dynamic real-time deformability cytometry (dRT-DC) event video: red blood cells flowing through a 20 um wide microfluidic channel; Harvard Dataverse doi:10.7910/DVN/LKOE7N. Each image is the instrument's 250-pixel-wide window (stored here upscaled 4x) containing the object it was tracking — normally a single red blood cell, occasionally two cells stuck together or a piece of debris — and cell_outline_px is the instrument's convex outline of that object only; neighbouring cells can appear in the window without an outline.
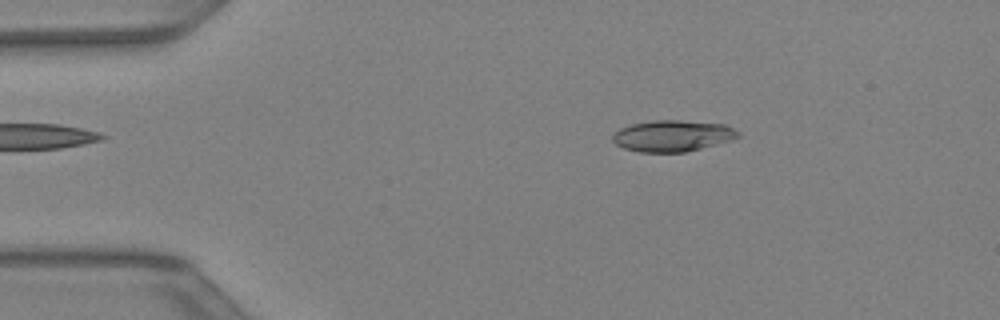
{"species": "Egyptian fruit bat (a non-hibernating species)", "species_latin": "Rousettus aegyptiacus", "temperature_condition": "warm", "stored_images_in_passage": 37, "camera_frame_rate_fps": 3000, "um_per_image_px": 0.085, "animal": {"sex": "female"}, "frame": {"image": 1, "passage_image": 2, "time_ms": 0.333, "image_size_px": [1000, 320], "cell_outline_px": [[740, 136], [732, 140], [684, 152], [640, 152], [624, 148], [616, 144], [612, 140], [612, 136], [620, 128], [632, 124], [652, 120], [680, 120], [724, 124], [740, 132]], "centroid_in_image_um": [57.17, 11.54], "position_along_channel_um": 27.8, "area_um2": 22.77}}
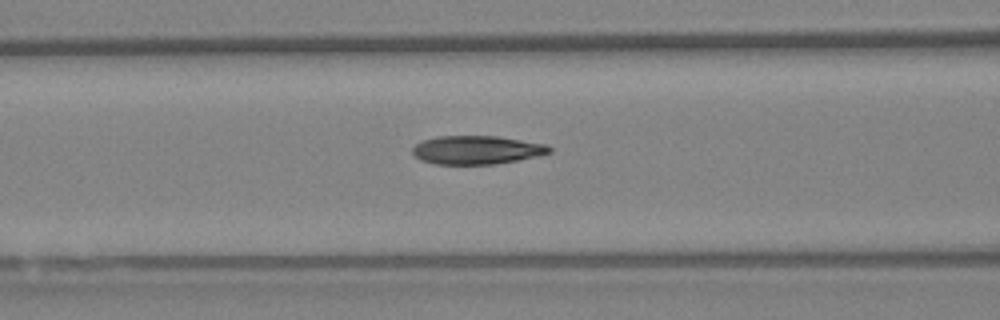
{"frame": {"image": 2, "passage_image": 12, "time_ms": 3.667, "image_size_px": [1000, 320], "cell_outline_px": [[552, 152], [536, 156], [496, 164], [432, 164], [420, 160], [412, 152], [412, 148], [416, 144], [424, 140], [440, 136], [496, 136], [544, 144], [552, 148]], "centroid_in_image_um": [40.49, 12.75], "position_along_channel_um": 126.1, "area_um2": 22.54}}
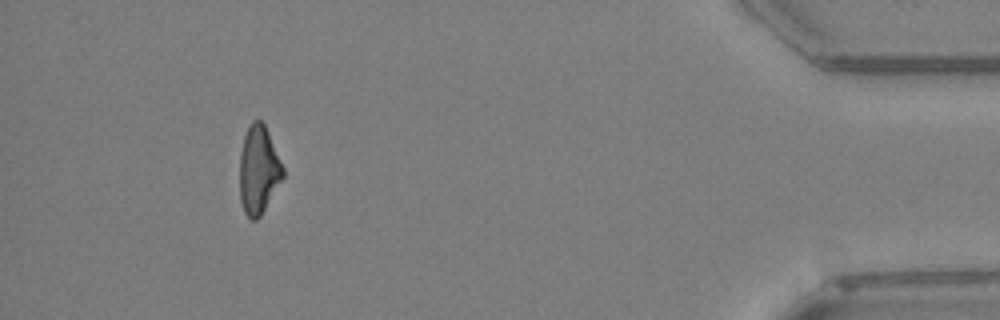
{"frame": {"image": 3, "passage_image": 34, "time_ms": 11.0, "image_size_px": [1000, 320], "cell_outline_px": [[284, 176], [260, 216], [256, 220], [252, 220], [244, 212], [240, 200], [240, 152], [244, 136], [252, 120], [260, 120], [264, 124], [284, 168]], "centroid_in_image_um": [21.97, 14.45], "position_along_channel_um": 413.2, "area_um2": 21.96}}